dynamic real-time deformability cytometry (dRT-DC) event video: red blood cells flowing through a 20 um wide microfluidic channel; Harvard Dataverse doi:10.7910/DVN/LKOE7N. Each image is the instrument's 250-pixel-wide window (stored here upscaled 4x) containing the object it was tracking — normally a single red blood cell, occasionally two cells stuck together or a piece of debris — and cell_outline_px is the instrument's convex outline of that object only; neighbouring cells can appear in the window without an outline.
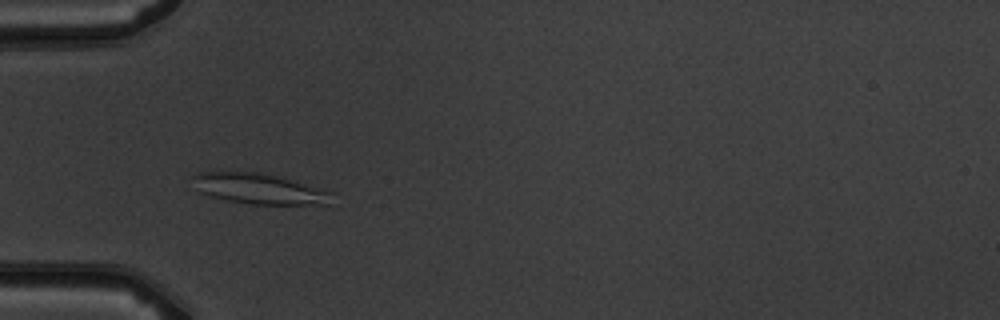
{"species": "common noctule bat (a hibernating species)", "species_latin": "Nyctalus noctula", "temperature_condition": "warm", "stored_images_in_passage": 4, "camera_frame_rate_fps": 3000, "um_per_image_px": 0.085, "animal": {"sex": "male", "body_mass_g": 19.5, "forearm_length_mm": 54.6}, "frame": {"image": 1, "passage_image": 3, "time_ms": 2.333, "image_size_px": [1000, 320], "cell_outline_px": [[332, 192], [328, 204], [252, 204], [228, 200], [208, 196], [200, 192], [192, 176], [196, 172], [212, 168], [256, 172], [276, 176]], "centroid_in_image_um": [21.86, 15.99], "position_along_channel_um": 63.1, "area_um2": 24.91}}
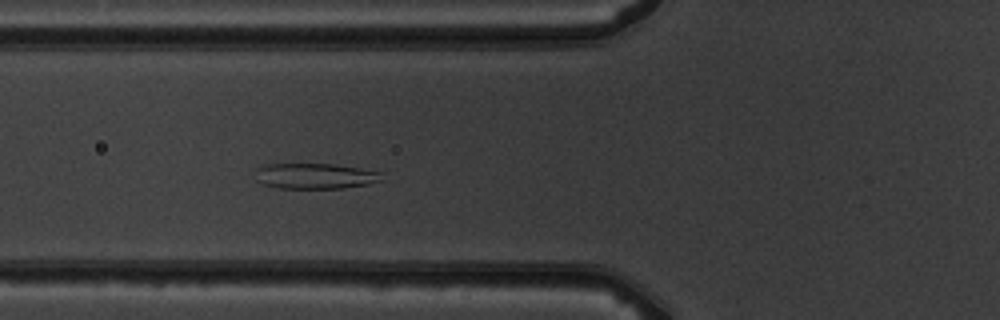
{"frame": {"image": 2, "passage_image": 4, "time_ms": 3.333, "image_size_px": [1000, 320], "cell_outline_px": [[384, 180], [368, 184], [344, 188], [280, 188], [260, 184], [256, 180], [256, 168], [268, 164], [336, 164], [360, 168], [380, 172]], "centroid_in_image_um": [26.78, 14.96], "position_along_channel_um": 99.0, "area_um2": 18.96}}